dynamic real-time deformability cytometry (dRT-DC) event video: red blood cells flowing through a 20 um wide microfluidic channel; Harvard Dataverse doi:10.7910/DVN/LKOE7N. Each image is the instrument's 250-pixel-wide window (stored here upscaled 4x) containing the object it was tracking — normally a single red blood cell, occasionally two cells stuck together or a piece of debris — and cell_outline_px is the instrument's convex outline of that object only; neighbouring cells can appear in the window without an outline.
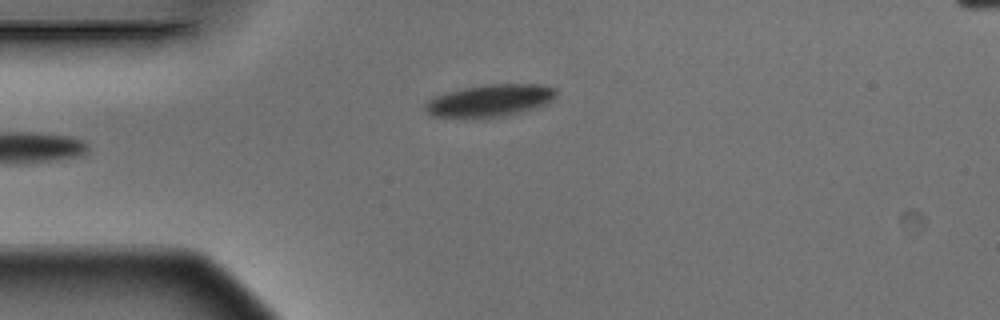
{"species": "Egyptian fruit bat (a non-hibernating species)", "species_latin": "Rousettus aegyptiacus", "temperature_condition": "warm", "stored_images_in_passage": 7, "camera_frame_rate_fps": 3000, "um_per_image_px": 0.085, "animal": {"sex": "male"}, "frame": {"image": 1, "passage_image": 4, "time_ms": 1.0, "image_size_px": [1000, 320], "cell_outline_px": [[556, 96], [548, 104], [520, 112], [500, 116], [464, 120], [432, 116], [424, 108], [424, 104], [432, 96], [464, 88], [488, 84], [536, 84], [556, 88]], "centroid_in_image_um": [41.58, 8.57], "position_along_channel_um": 43.4, "area_um2": 25.03}}
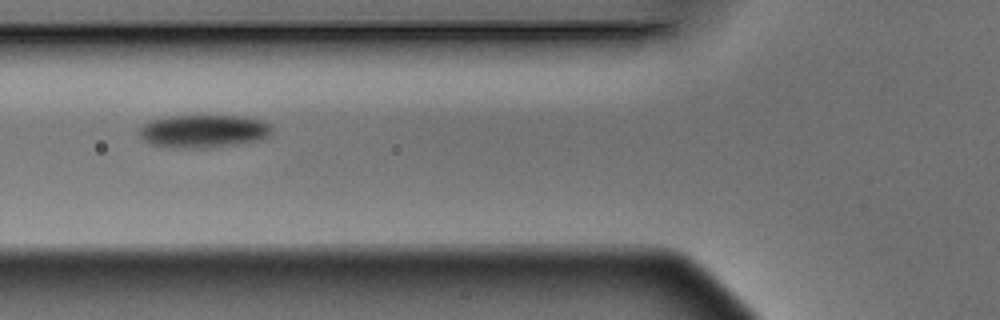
{"frame": {"image": 2, "passage_image": 6, "time_ms": 1.667, "image_size_px": [1000, 320], "cell_outline_px": [[272, 132], [268, 136], [260, 140], [212, 148], [172, 148], [148, 144], [140, 136], [140, 128], [144, 124], [152, 120], [172, 116], [244, 116], [260, 120], [272, 124]], "centroid_in_image_um": [17.32, 11.16], "position_along_channel_um": 108.5, "area_um2": 25.66}}
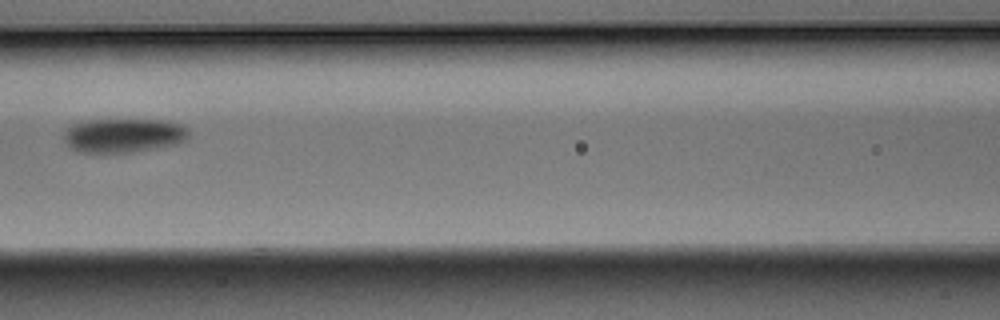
{"frame": {"image": 3, "passage_image": 7, "time_ms": 2.0, "image_size_px": [1000, 320], "cell_outline_px": [[188, 140], [176, 144], [156, 148], [132, 152], [80, 152], [72, 148], [64, 140], [64, 136], [68, 128], [72, 124], [84, 120], [168, 120], [180, 124], [188, 128]], "centroid_in_image_um": [10.54, 11.5], "position_along_channel_um": 156.1, "area_um2": 24.8}}